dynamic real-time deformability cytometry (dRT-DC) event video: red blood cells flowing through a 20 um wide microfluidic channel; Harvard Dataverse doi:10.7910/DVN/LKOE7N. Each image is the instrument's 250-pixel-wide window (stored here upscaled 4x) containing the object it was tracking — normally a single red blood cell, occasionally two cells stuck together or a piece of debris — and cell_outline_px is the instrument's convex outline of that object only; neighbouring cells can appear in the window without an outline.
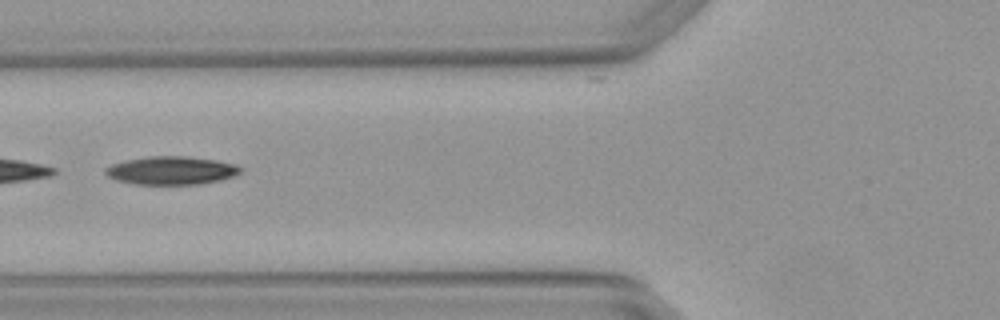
{"species": "Egyptian fruit bat (a non-hibernating species)", "species_latin": "Rousettus aegyptiacus", "temperature_condition": "warm", "stored_images_in_passage": 3, "camera_frame_rate_fps": 3000, "um_per_image_px": 0.085, "animal": {"sex": "female"}, "frame": {"image": 1, "passage_image": 3, "time_ms": 0.667, "image_size_px": [1000, 320], "cell_outline_px": [[244, 172], [236, 176], [220, 180], [200, 184], [132, 184], [116, 180], [108, 176], [104, 172], [104, 168], [112, 164], [128, 160], [148, 156], [188, 156], [216, 160], [236, 164], [244, 168]], "centroid_in_image_um": [14.62, 14.49], "position_along_channel_um": 111.2, "area_um2": 22.48}}